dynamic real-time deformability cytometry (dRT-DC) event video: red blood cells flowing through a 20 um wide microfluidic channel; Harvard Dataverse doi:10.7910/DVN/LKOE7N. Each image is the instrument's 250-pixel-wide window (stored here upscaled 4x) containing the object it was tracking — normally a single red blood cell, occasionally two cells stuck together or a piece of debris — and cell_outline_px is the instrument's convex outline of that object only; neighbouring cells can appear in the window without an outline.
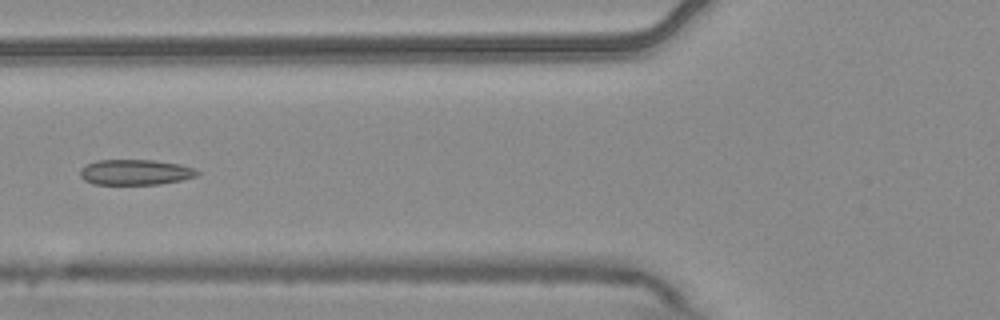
{"species": "common noctule bat (a hibernating species)", "species_latin": "Nyctalus noctula", "temperature_condition": "warm", "stored_images_in_passage": 5, "camera_frame_rate_fps": 3000, "um_per_image_px": 0.085, "animal": {"sex": "male", "body_mass_g": 20.4}, "frame": {"image": 1, "passage_image": 5, "time_ms": 1.333, "image_size_px": [1000, 320], "cell_outline_px": [[200, 172], [196, 176], [180, 180], [160, 184], [92, 184], [84, 180], [80, 176], [80, 168], [96, 160], [152, 160], [180, 164], [196, 168]], "centroid_in_image_um": [11.5, 14.63], "position_along_channel_um": 114.3, "area_um2": 17.4}}